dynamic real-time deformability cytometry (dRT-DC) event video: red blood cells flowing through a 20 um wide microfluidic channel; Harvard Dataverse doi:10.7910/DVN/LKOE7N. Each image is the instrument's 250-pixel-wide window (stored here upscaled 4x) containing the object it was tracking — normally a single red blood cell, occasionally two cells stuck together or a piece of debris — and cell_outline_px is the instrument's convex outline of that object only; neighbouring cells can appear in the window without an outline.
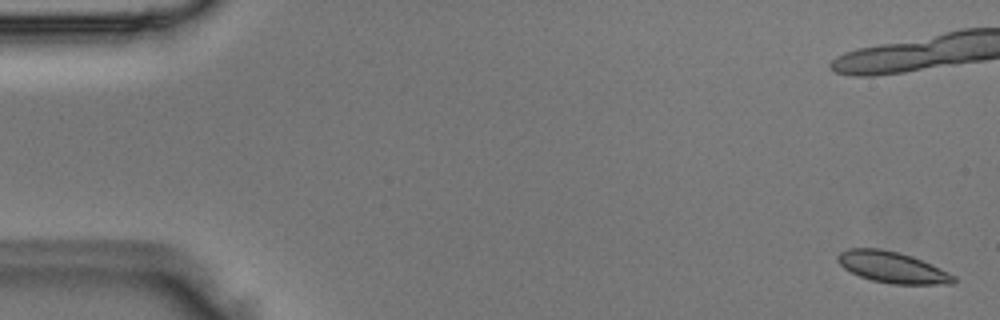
{"species": "Egyptian fruit bat (a non-hibernating species)", "species_latin": "Rousettus aegyptiacus", "temperature_condition": "room temperature", "stored_images_in_passage": 9, "camera_frame_rate_fps": 3000, "um_per_image_px": 0.085, "animal": {"sex": "male"}, "frame": {"image": 1, "passage_image": 1, "time_ms": 0.0, "image_size_px": [1000, 320], "cell_outline_px": [[956, 280], [952, 284], [892, 284], [872, 280], [860, 276], [844, 268], [836, 260], [836, 256], [840, 252], [848, 248], [880, 248], [900, 252], [912, 256], [948, 272], [956, 276]], "centroid_in_image_um": [75.83, 22.71], "position_along_channel_um": 9.2, "area_um2": 21.04}}
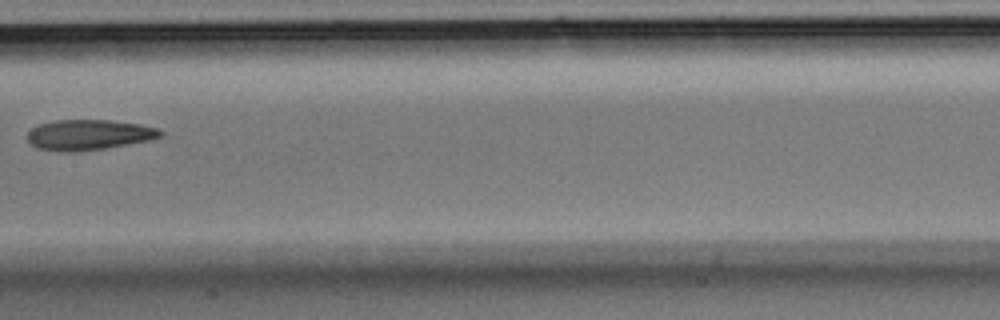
{"frame": {"image": 2, "passage_image": 9, "time_ms": 2.667, "image_size_px": [1000, 320], "cell_outline_px": [[164, 132], [160, 136], [152, 140], [104, 148], [76, 152], [72, 152], [36, 148], [28, 140], [28, 132], [32, 128], [40, 124], [52, 120], [112, 120], [140, 124], [160, 128]], "centroid_in_image_um": [7.59, 11.45], "position_along_channel_um": 199.8, "area_um2": 23.58}}